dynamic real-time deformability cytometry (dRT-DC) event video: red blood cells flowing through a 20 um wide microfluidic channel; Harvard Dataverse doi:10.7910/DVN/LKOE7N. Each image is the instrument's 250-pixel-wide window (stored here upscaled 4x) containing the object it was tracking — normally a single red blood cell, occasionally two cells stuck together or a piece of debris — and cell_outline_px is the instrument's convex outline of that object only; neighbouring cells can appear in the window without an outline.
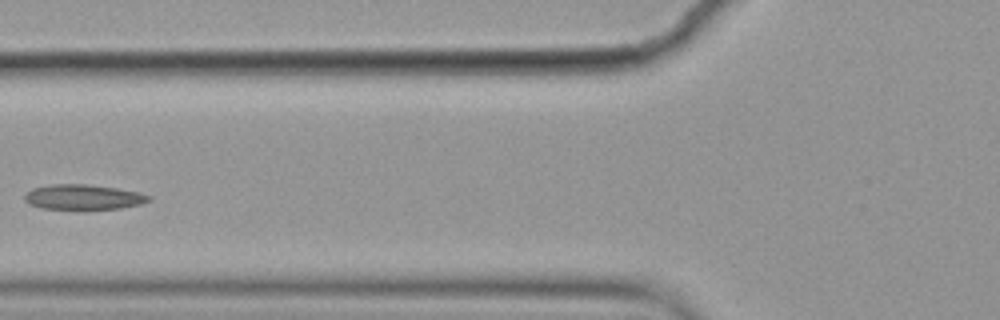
{"species": "common noctule bat (a hibernating species)", "species_latin": "Nyctalus noctula", "temperature_condition": "cold", "stored_images_in_passage": 2, "camera_frame_rate_fps": 3000, "um_per_image_px": 0.085, "animal": {"sex": "female", "body_mass_g": 19.9}, "frame": {"image": 1, "passage_image": 2, "time_ms": 0.333, "image_size_px": [1000, 320], "cell_outline_px": [[152, 200], [140, 204], [120, 208], [40, 208], [28, 204], [24, 200], [24, 196], [32, 188], [52, 184], [84, 184], [116, 188], [140, 192], [152, 196]], "centroid_in_image_um": [7.09, 16.73], "position_along_channel_um": 118.7, "area_um2": 17.92}}